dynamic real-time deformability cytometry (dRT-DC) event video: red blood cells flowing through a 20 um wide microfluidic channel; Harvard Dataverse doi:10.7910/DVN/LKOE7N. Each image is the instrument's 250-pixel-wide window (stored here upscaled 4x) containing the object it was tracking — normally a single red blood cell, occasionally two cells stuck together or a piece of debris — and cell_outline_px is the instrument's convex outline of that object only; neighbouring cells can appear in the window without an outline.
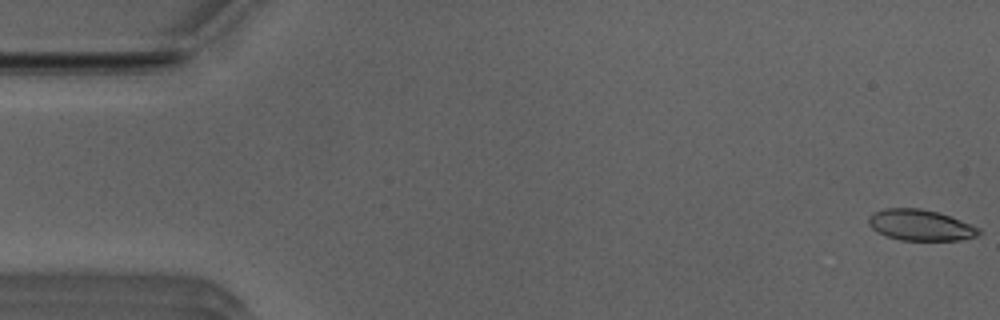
{"species": "Egyptian fruit bat (a non-hibernating species)", "species_latin": "Rousettus aegyptiacus", "temperature_condition": "room temperature", "stored_images_in_passage": 35, "camera_frame_rate_fps": 3000, "um_per_image_px": 0.085, "animal": {"sex": "male"}, "frame": {"image": 1, "passage_image": 1, "time_ms": 0.0, "image_size_px": [1000, 320], "cell_outline_px": [[980, 232], [976, 236], [960, 240], [900, 240], [888, 236], [872, 228], [868, 224], [868, 216], [872, 212], [884, 208], [920, 208], [936, 212], [960, 220], [980, 228]], "centroid_in_image_um": [78.2, 19.13], "position_along_channel_um": 6.8, "area_um2": 19.71}}
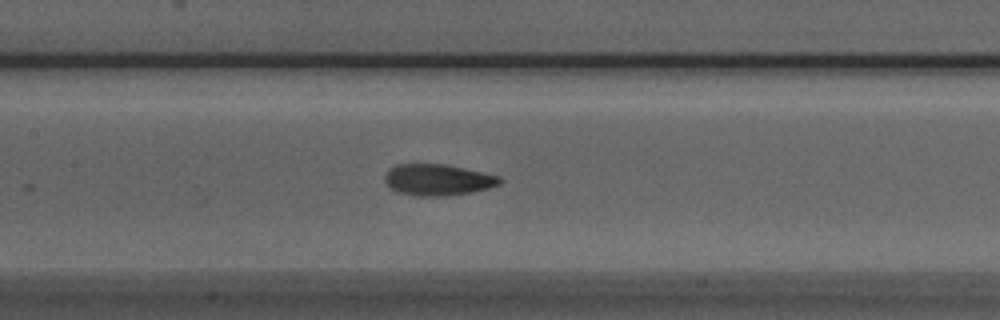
{"frame": {"image": 2, "passage_image": 24, "time_ms": 7.667, "image_size_px": [1000, 320], "cell_outline_px": [[504, 180], [500, 184], [488, 188], [472, 192], [448, 196], [416, 196], [396, 192], [388, 188], [384, 180], [384, 176], [388, 168], [396, 164], [444, 164], [500, 176]], "centroid_in_image_um": [37.17, 15.29], "position_along_channel_um": 170.2, "area_um2": 21.27}}
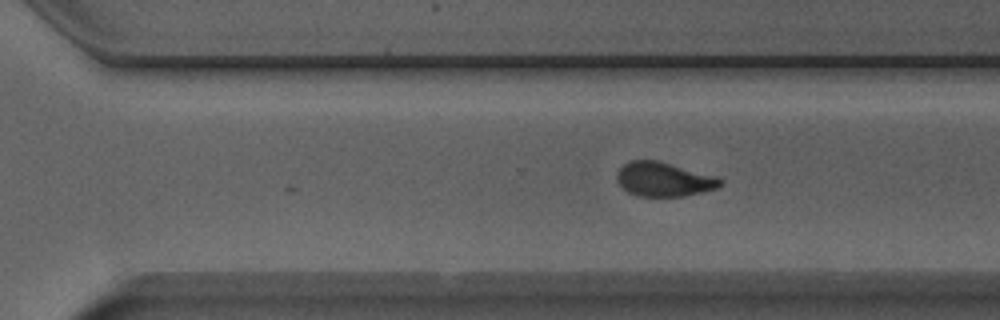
{"frame": {"image": 3, "passage_image": 35, "time_ms": 11.333, "image_size_px": [1000, 320], "cell_outline_px": [[724, 184], [716, 188], [684, 196], [640, 196], [628, 192], [620, 184], [616, 176], [616, 172], [624, 164], [632, 160], [656, 160], [716, 176], [724, 180]], "centroid_in_image_um": [56.44, 15.24], "position_along_channel_um": 314.2, "area_um2": 20.4}}